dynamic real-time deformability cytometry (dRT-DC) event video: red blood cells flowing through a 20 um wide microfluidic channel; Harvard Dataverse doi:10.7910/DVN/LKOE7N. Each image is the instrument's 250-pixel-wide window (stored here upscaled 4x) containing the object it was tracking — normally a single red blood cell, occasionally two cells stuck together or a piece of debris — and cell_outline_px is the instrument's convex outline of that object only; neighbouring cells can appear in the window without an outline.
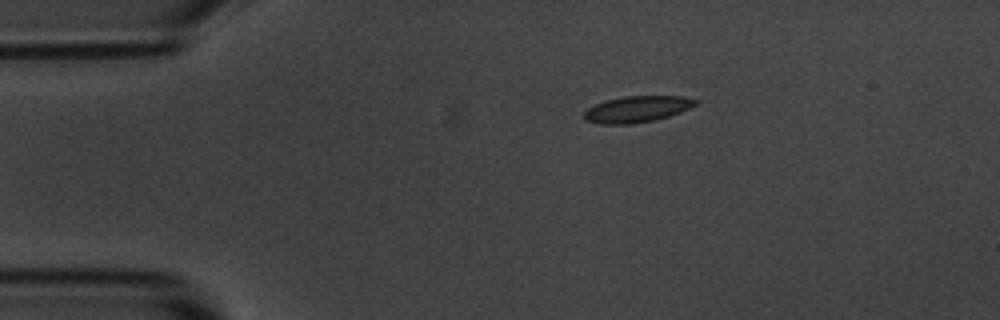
{"species": "common noctule bat (a hibernating species)", "species_latin": "Nyctalus noctula", "temperature_condition": "room temperature", "stored_images_in_passage": 9, "camera_frame_rate_fps": 3000, "um_per_image_px": 0.085, "animal": {"sex": "male", "body_mass_g": 20.1, "forearm_length_mm": 53.5}, "frame": {"image": 1, "passage_image": 1, "time_ms": 0.0, "image_size_px": [1000, 320], "cell_outline_px": [[700, 100], [696, 104], [680, 112], [656, 120], [632, 124], [600, 124], [584, 120], [584, 112], [588, 108], [596, 104], [608, 100], [624, 96], [684, 96]], "centroid_in_image_um": [54.15, 9.28], "position_along_channel_um": 30.8, "area_um2": 17.05}}
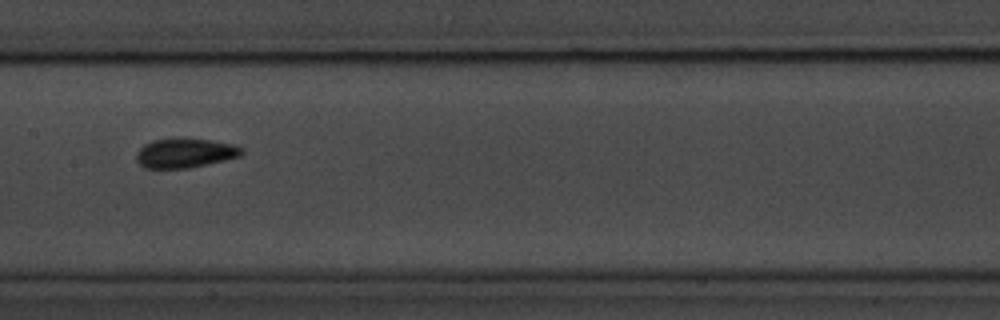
{"frame": {"image": 2, "passage_image": 6, "time_ms": 5.667, "image_size_px": [1000, 320], "cell_outline_px": [[244, 152], [240, 156], [224, 160], [188, 168], [144, 168], [136, 160], [136, 152], [144, 144], [152, 140], [212, 140], [232, 144], [244, 148]], "centroid_in_image_um": [15.72, 13.03], "position_along_channel_um": 191.7, "area_um2": 17.63}}